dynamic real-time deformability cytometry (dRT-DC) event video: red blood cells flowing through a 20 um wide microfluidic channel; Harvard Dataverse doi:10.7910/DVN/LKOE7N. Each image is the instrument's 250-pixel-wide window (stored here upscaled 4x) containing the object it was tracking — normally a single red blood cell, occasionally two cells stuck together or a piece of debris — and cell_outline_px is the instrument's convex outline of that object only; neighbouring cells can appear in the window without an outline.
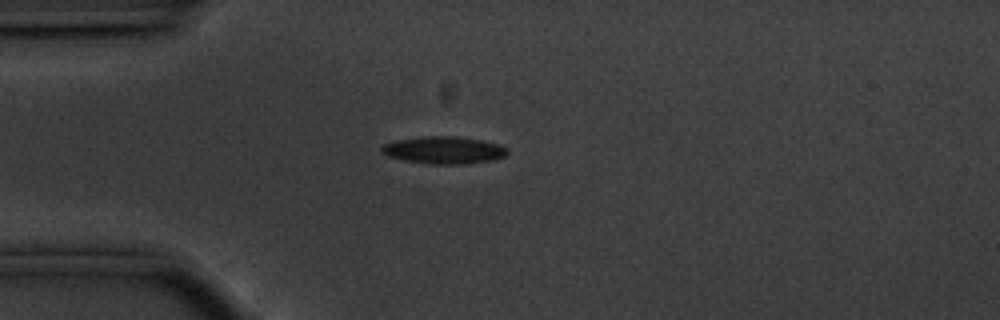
{"species": "common noctule bat (a hibernating species)", "species_latin": "Nyctalus noctula", "temperature_condition": "cold", "stored_images_in_passage": 43, "camera_frame_rate_fps": 3000, "um_per_image_px": 0.085, "animal": {"sex": "male", "body_mass_g": 20.1, "forearm_length_mm": 53.5}, "frame": {"image": 1, "passage_image": 1, "time_ms": 0.0, "image_size_px": [1000, 320], "cell_outline_px": [[508, 152], [504, 156], [492, 160], [468, 164], [428, 164], [404, 160], [384, 156], [380, 152], [380, 144], [396, 140], [424, 136], [456, 136], [480, 140], [500, 144], [508, 148]], "centroid_in_image_um": [37.67, 12.76], "position_along_channel_um": 47.3, "area_um2": 20.35}}
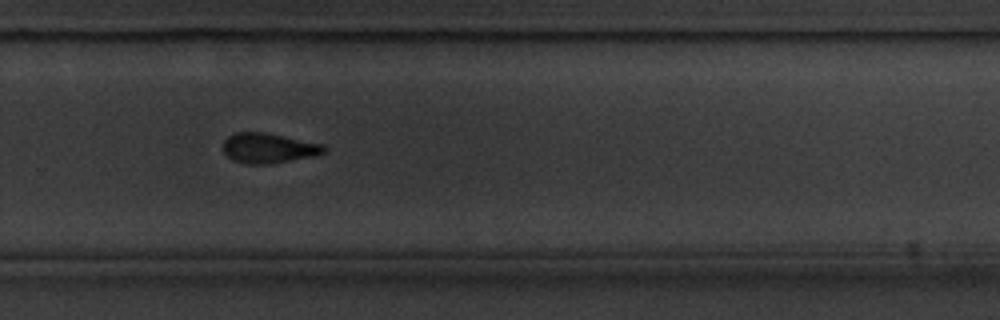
{"frame": {"image": 2, "passage_image": 24, "time_ms": 7.667, "image_size_px": [1000, 320], "cell_outline_px": [[324, 152], [316, 156], [268, 164], [248, 164], [232, 160], [224, 152], [224, 140], [228, 136], [236, 132], [264, 132], [324, 144]], "centroid_in_image_um": [22.82, 12.59], "position_along_channel_um": 307.0, "area_um2": 17.57}}
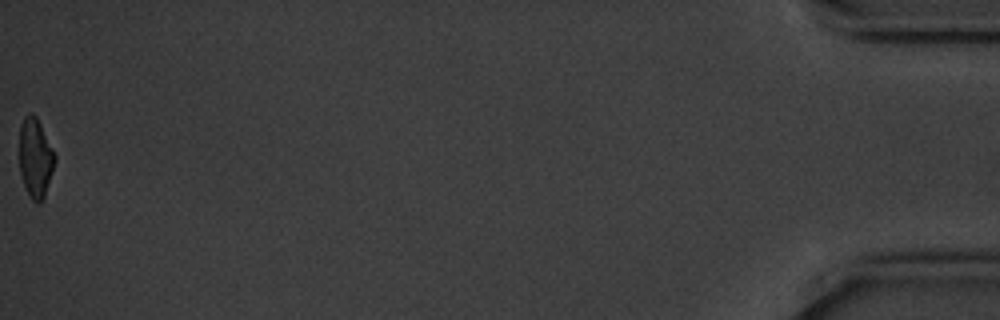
{"frame": {"image": 3, "passage_image": 43, "time_ms": 14.0, "image_size_px": [1000, 320], "cell_outline_px": [[56, 160], [44, 196], [40, 204], [36, 204], [32, 200], [24, 184], [20, 172], [20, 124], [24, 116], [28, 112], [32, 112], [36, 116], [56, 156]], "centroid_in_image_um": [3.0, 13.4], "position_along_channel_um": 432.2, "area_um2": 16.24}, "authors_computed_cell_mechanics": {"area_um2": 18.3804, "velocity_mm_per_s": 3.5502, "shape_relaxation_time_tau1_ms": 2.3508, "shape_relaxation_time_tau2_ms": 4.862, "deformation_change_tau1": 0.1132, "deformation_change_tau2": 0.0994}}